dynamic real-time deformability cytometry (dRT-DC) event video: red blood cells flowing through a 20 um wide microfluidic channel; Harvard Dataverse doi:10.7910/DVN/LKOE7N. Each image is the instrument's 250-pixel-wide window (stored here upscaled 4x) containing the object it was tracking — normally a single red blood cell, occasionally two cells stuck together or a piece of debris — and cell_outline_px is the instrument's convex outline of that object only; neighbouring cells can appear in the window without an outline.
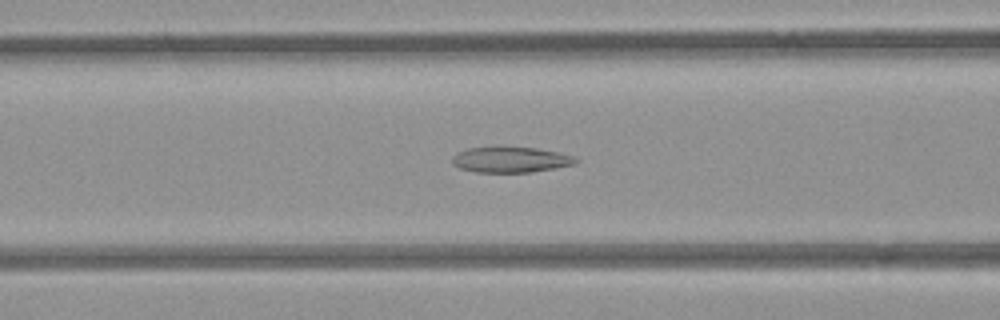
{"species": "common noctule bat (a hibernating species)", "species_latin": "Nyctalus noctula", "temperature_condition": "room temperature", "stored_images_in_passage": 51, "camera_frame_rate_fps": 3000, "um_per_image_px": 0.085, "animal": {"sex": "female", "body_mass_g": 21.9}, "frame": {"image": 1, "passage_image": 19, "time_ms": 6.0, "image_size_px": [1000, 320], "cell_outline_px": [[580, 160], [576, 164], [532, 172], [476, 172], [460, 168], [452, 164], [452, 156], [456, 152], [468, 148], [536, 148], [556, 152], [572, 156]], "centroid_in_image_um": [43.39, 13.59], "position_along_channel_um": 123.2, "area_um2": 18.15}}
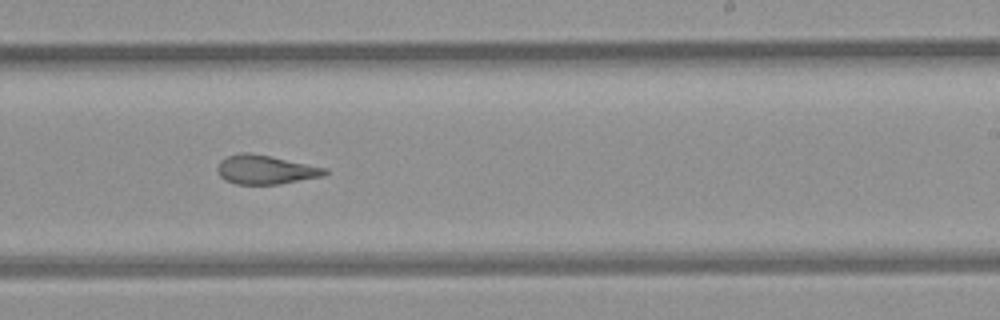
{"frame": {"image": 2, "passage_image": 30, "time_ms": 9.667, "image_size_px": [1000, 320], "cell_outline_px": [[328, 172], [324, 176], [280, 184], [236, 184], [224, 180], [220, 176], [216, 168], [220, 160], [228, 156], [244, 152], [248, 152], [328, 168]], "centroid_in_image_um": [22.56, 14.43], "position_along_channel_um": 266.4, "area_um2": 18.09}}
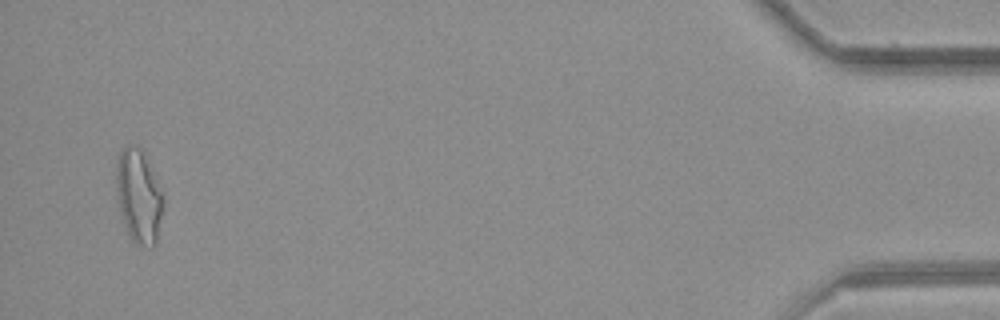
{"frame": {"image": 3, "passage_image": 49, "time_ms": 16.0, "image_size_px": [1000, 320], "cell_outline_px": [[164, 204], [156, 244], [152, 248], [136, 244], [132, 240], [128, 232], [120, 212], [116, 200], [116, 172], [120, 152], [128, 144], [132, 144], [140, 148], [156, 180], [164, 200]], "centroid_in_image_um": [11.78, 16.73], "position_along_channel_um": 423.4, "area_um2": 25.32}, "authors_computed_cell_mechanics": {"area_um2": 20.3456, "velocity_mm_per_s": 3.9117, "shape_relaxation_time_tau1_ms": null, "shape_relaxation_time_tau2_ms": 2.5015, "deformation_change_tau1": null, "deformation_change_tau2": 0.1121}}